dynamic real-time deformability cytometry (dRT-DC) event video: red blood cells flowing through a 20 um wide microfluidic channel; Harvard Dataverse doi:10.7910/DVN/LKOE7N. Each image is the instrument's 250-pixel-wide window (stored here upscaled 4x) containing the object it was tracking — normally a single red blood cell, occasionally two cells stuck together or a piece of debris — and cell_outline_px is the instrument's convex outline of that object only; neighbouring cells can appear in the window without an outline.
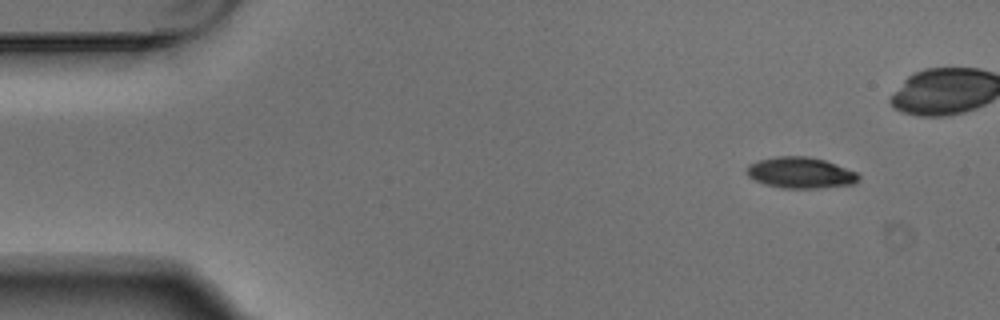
{"species": "Egyptian fruit bat (a non-hibernating species)", "species_latin": "Rousettus aegyptiacus", "temperature_condition": "warm", "stored_images_in_passage": 5, "camera_frame_rate_fps": 3000, "um_per_image_px": 0.085, "animal": {"sex": "male"}, "frame": {"image": 1, "passage_image": 1, "time_ms": 0.0, "image_size_px": [1000, 320], "cell_outline_px": [[860, 176], [856, 184], [816, 188], [780, 188], [764, 184], [752, 180], [748, 176], [744, 168], [748, 164], [756, 160], [776, 156], [808, 156], [824, 160], [836, 164], [856, 172]], "centroid_in_image_um": [67.98, 14.68], "position_along_channel_um": 17.0, "area_um2": 20.58}}